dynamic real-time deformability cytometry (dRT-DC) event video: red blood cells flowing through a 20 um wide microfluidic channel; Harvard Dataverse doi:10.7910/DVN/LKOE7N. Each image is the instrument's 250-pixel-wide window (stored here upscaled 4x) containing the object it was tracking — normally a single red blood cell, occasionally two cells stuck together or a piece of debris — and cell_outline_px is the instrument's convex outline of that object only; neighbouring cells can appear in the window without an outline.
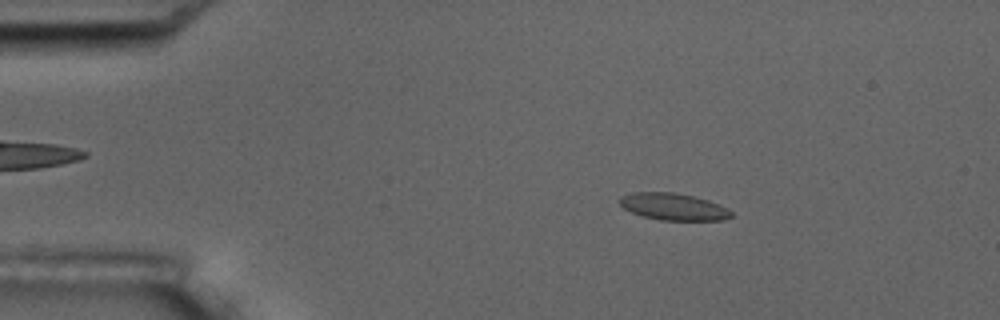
{"species": "common noctule bat (a hibernating species)", "species_latin": "Nyctalus noctula", "temperature_condition": "room temperature", "stored_images_in_passage": 4, "camera_frame_rate_fps": 3000, "um_per_image_px": 0.085, "animal": {"sex": "male", "body_mass_g": 17.5, "forearm_length_mm": 52.3}, "frame": {"image": 1, "passage_image": 2, "time_ms": 1.0, "image_size_px": [1000, 320], "cell_outline_px": [[732, 216], [724, 220], [660, 220], [644, 216], [632, 212], [624, 208], [616, 200], [620, 196], [632, 192], [676, 192], [708, 200], [720, 204], [732, 212]], "centroid_in_image_um": [57.21, 17.56], "position_along_channel_um": 27.8, "area_um2": 17.57}}